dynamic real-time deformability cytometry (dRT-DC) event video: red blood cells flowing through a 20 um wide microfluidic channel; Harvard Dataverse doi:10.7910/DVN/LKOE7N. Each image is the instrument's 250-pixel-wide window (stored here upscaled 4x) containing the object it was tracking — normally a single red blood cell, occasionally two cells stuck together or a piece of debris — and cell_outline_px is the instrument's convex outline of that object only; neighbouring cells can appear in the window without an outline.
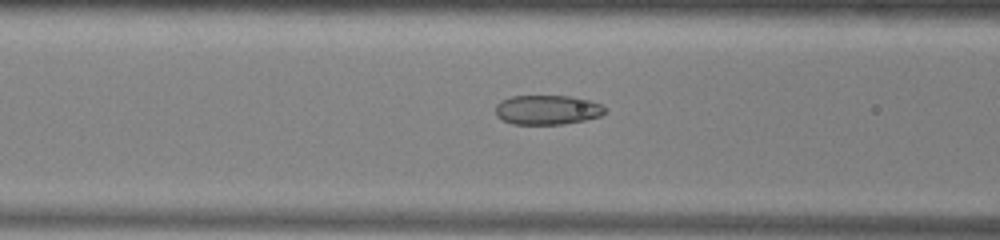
{"species": "common noctule bat (a hibernating species)", "species_latin": "Nyctalus noctula", "temperature_condition": "warm", "stored_images_in_passage": 52, "camera_frame_rate_fps": 3000, "um_per_image_px": 0.085, "animal": {"sex": "male", "body_mass_g": 13.0, "forearm_length_mm": 53.1}, "frame": {"image": 1, "passage_image": 20, "time_ms": 6.333, "image_size_px": [1000, 240], "cell_outline_px": [[608, 112], [600, 116], [584, 120], [564, 124], [512, 124], [496, 116], [496, 104], [500, 100], [512, 96], [568, 96], [588, 100], [600, 104], [608, 108]], "centroid_in_image_um": [46.53, 9.34], "position_along_channel_um": 120.1, "area_um2": 18.9}}
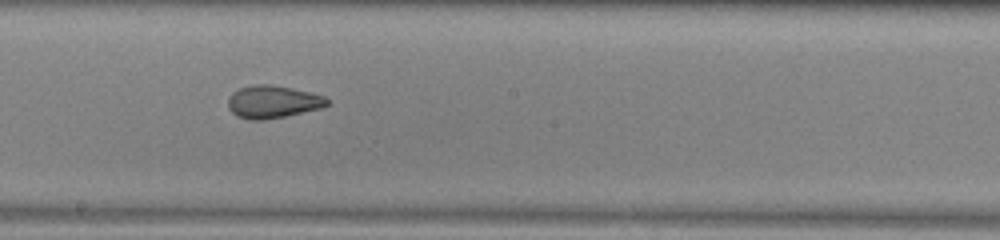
{"frame": {"image": 2, "passage_image": 28, "time_ms": 9.0, "image_size_px": [1000, 240], "cell_outline_px": [[328, 104], [320, 108], [284, 116], [264, 120], [252, 120], [236, 116], [228, 108], [228, 96], [232, 92], [240, 88], [256, 84], [272, 84], [292, 88], [324, 96], [328, 100]], "centroid_in_image_um": [23.13, 8.65], "position_along_channel_um": 225.1, "area_um2": 18.73}}
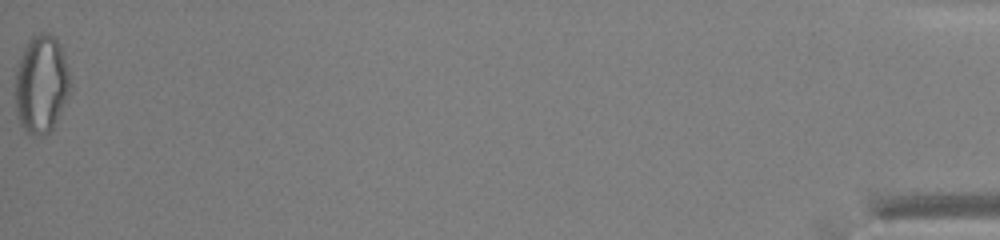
{"frame": {"image": 3, "passage_image": 52, "time_ms": 17.0, "image_size_px": [1000, 240], "cell_outline_px": [[68, 92], [52, 128], [48, 132], [40, 136], [36, 136], [28, 132], [20, 124], [16, 112], [16, 68], [20, 56], [28, 40], [32, 36], [40, 32], [48, 32], [60, 44], [68, 72]], "centroid_in_image_um": [3.46, 7.12], "position_along_channel_um": 431.7, "area_um2": 30.58}, "authors_computed_cell_mechanics": {"area_um2": 22.2819, "velocity_mm_per_s": 3.9413, "shape_relaxation_time_tau1_ms": null, "shape_relaxation_time_tau2_ms": 1.7723, "deformation_change_tau1": null, "deformation_change_tau2": 0.0817}}